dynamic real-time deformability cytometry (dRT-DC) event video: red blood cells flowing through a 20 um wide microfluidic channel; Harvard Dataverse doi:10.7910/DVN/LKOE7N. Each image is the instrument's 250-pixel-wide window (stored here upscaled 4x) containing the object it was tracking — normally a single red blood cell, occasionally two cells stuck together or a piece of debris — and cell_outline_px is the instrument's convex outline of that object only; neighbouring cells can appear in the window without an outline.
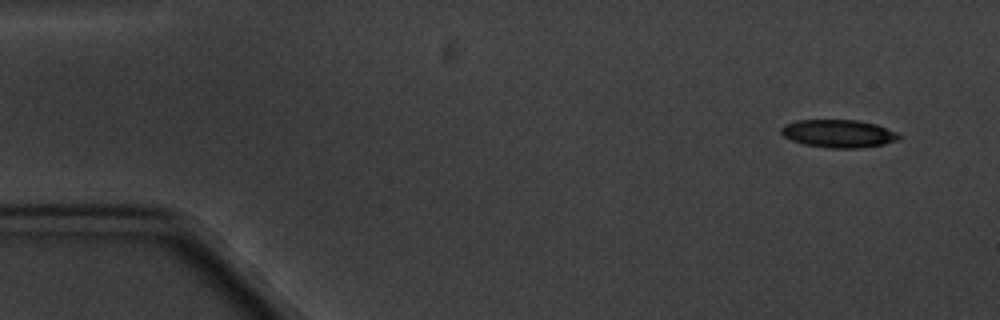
{"species": "common noctule bat (a hibernating species)", "species_latin": "Nyctalus noctula", "temperature_condition": "cold", "stored_images_in_passage": 7, "camera_frame_rate_fps": 3000, "um_per_image_px": 0.085, "animal": {"sex": "male", "body_mass_g": 20.1, "forearm_length_mm": 53.5}, "frame": {"image": 1, "passage_image": 1, "time_ms": 0.0, "image_size_px": [1000, 320], "cell_outline_px": [[900, 140], [884, 144], [860, 148], [832, 148], [804, 144], [792, 140], [784, 136], [780, 132], [780, 128], [784, 124], [796, 120], [860, 120], [876, 124], [896, 132], [900, 136]], "centroid_in_image_um": [71.27, 11.35], "position_along_channel_um": 13.7, "area_um2": 19.19}}
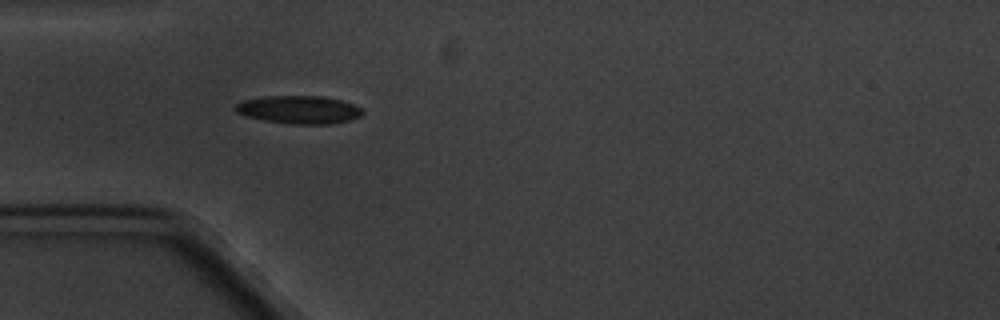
{"frame": {"image": 2, "passage_image": 5, "time_ms": 4.333, "image_size_px": [1000, 320], "cell_outline_px": [[364, 112], [360, 116], [348, 120], [332, 124], [292, 124], [264, 120], [244, 116], [236, 112], [232, 108], [236, 104], [244, 100], [268, 96], [320, 96], [340, 100], [352, 104], [360, 108]], "centroid_in_image_um": [25.37, 9.33], "position_along_channel_um": 59.6, "area_um2": 20.63}}